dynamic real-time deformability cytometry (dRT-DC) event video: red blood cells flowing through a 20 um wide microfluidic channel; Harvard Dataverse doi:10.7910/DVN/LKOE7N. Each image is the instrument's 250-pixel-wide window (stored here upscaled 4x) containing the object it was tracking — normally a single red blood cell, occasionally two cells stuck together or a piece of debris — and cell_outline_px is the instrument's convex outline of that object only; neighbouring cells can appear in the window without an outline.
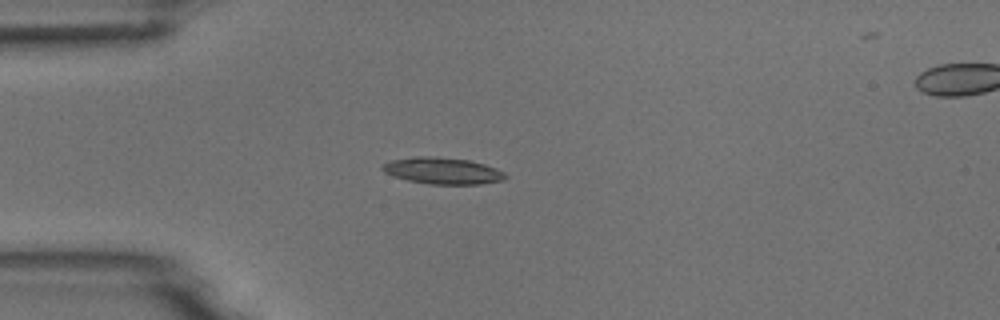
{"species": "common noctule bat (a hibernating species)", "species_latin": "Nyctalus noctula", "temperature_condition": "room temperature", "stored_images_in_passage": 3, "camera_frame_rate_fps": 3000, "um_per_image_px": 0.085, "animal": {"sex": "male", "body_mass_g": 18.8}, "frame": {"image": 1, "passage_image": 2, "time_ms": 2.0, "image_size_px": [1000, 320], "cell_outline_px": [[508, 176], [504, 180], [480, 184], [428, 184], [408, 180], [392, 176], [384, 172], [380, 168], [384, 164], [392, 160], [416, 156], [436, 156], [468, 160], [484, 164], [496, 168], [504, 172]], "centroid_in_image_um": [37.63, 14.52], "position_along_channel_um": 47.4, "area_um2": 19.07}}